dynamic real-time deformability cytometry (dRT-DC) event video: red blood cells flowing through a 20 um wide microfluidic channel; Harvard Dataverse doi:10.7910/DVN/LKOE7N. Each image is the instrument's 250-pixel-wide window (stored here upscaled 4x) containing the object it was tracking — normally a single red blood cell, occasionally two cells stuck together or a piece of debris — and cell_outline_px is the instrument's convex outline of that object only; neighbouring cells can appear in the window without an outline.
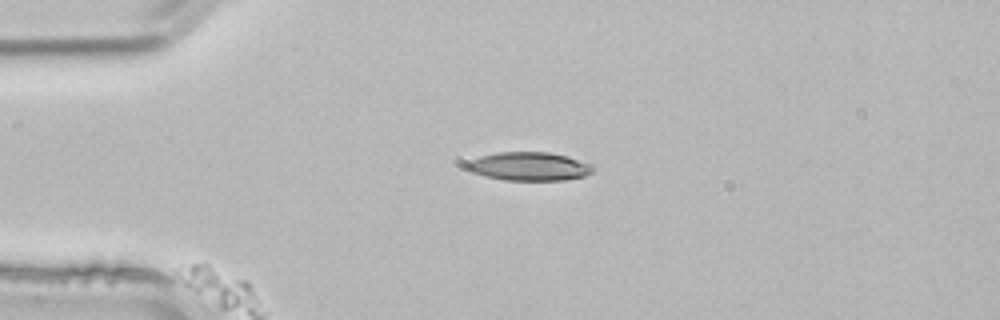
{"species": "common noctule bat (a hibernating species)", "species_latin": "Nyctalus noctula", "temperature_condition": "room temperature", "stored_images_in_passage": 2, "camera_frame_rate_fps": 3000, "um_per_image_px": 0.085, "animal": {"sex": "male", "body_mass_g": 21.5, "forearm_length_mm": 52.0}, "frame": {"image": 1, "passage_image": 1, "time_ms": 0.0, "image_size_px": [1000, 320], "cell_outline_px": [[592, 172], [584, 176], [564, 180], [504, 180], [484, 176], [472, 172], [464, 164], [468, 160], [480, 156], [496, 152], [548, 152], [568, 156], [588, 164], [592, 168]], "centroid_in_image_um": [44.9, 14.14], "position_along_channel_um": 40.1, "area_um2": 20.87}}
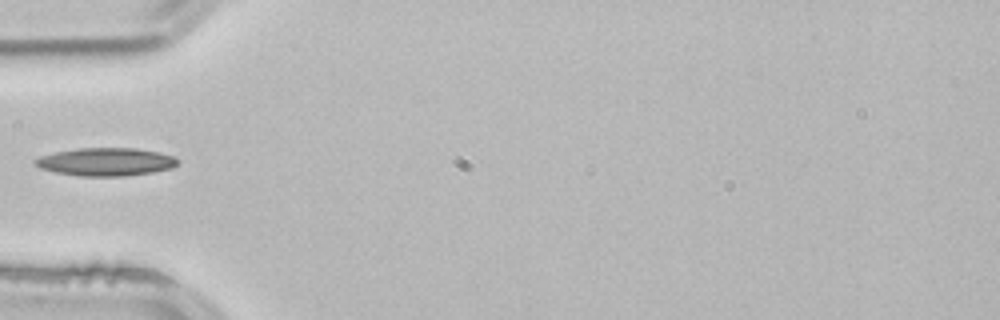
{"frame": {"image": 2, "passage_image": 2, "time_ms": 0.333, "image_size_px": [1000, 320], "cell_outline_px": [[176, 164], [172, 168], [152, 172], [124, 176], [80, 176], [56, 172], [40, 168], [32, 164], [32, 160], [40, 156], [56, 152], [80, 148], [136, 148], [156, 152], [172, 156], [176, 160]], "centroid_in_image_um": [8.92, 13.76], "position_along_channel_um": 76.1, "area_um2": 23.06}}